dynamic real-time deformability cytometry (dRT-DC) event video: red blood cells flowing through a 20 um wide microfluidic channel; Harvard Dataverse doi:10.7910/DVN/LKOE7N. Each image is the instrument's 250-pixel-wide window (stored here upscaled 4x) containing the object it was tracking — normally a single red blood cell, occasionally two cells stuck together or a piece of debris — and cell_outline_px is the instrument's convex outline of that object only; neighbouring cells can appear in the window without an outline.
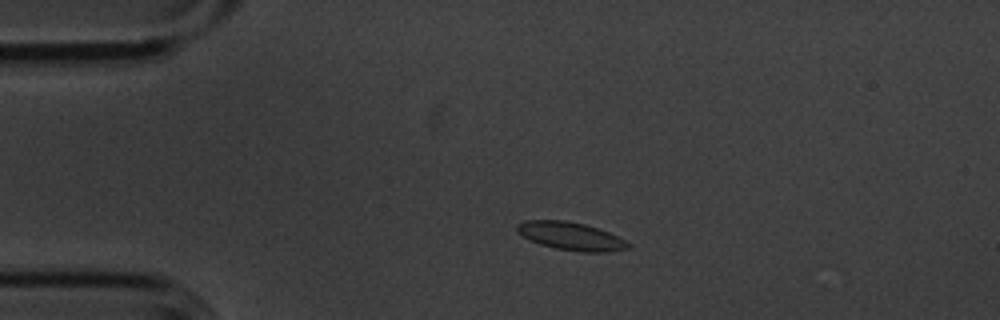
{"species": "common noctule bat (a hibernating species)", "species_latin": "Nyctalus noctula", "temperature_condition": "cold", "stored_images_in_passage": 3, "camera_frame_rate_fps": 3000, "um_per_image_px": 0.085, "animal": {"sex": "male", "body_mass_g": 20.1, "forearm_length_mm": 53.5}, "frame": {"image": 1, "passage_image": 2, "time_ms": 0.333, "image_size_px": [1000, 320], "cell_outline_px": [[632, 244], [628, 248], [608, 252], [580, 252], [556, 248], [540, 244], [516, 232], [516, 224], [524, 220], [564, 220], [584, 224], [608, 232]], "centroid_in_image_um": [48.5, 20.07], "position_along_channel_um": 36.5, "area_um2": 17.98}}